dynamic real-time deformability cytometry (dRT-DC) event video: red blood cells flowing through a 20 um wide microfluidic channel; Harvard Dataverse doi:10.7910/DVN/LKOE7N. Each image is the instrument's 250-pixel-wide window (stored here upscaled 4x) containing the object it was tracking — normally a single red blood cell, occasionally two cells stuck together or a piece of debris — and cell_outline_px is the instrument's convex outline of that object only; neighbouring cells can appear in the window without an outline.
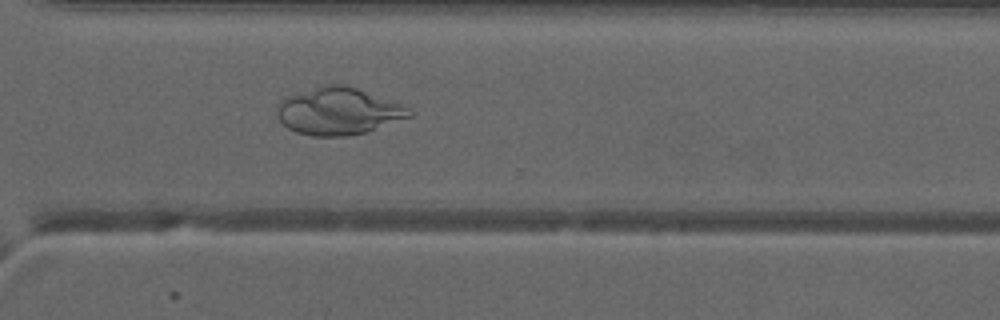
{"species": "common noctule bat (a hibernating species)", "species_latin": "Nyctalus noctula", "temperature_condition": "warm", "stored_images_in_passage": 44, "camera_frame_rate_fps": 3000, "um_per_image_px": 0.085, "animal": {"sex": "male", "forearm_length_mm": 52.5}, "frame": {"image": 1, "passage_image": 37, "time_ms": 12.0, "image_size_px": [1000, 320], "cell_outline_px": [[416, 116], [364, 132], [344, 136], [312, 136], [296, 132], [288, 128], [280, 120], [276, 108], [280, 100], [288, 96], [324, 84], [344, 84], [356, 88], [400, 104], [416, 112]], "centroid_in_image_um": [28.79, 9.45], "position_along_channel_um": 341.8, "area_um2": 36.18}}
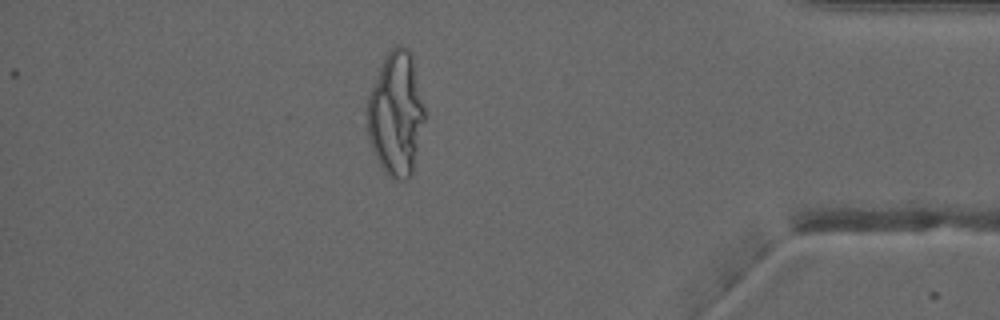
{"frame": {"image": 2, "passage_image": 44, "time_ms": 14.333, "image_size_px": [1000, 320], "cell_outline_px": [[424, 120], [412, 172], [404, 180], [396, 180], [388, 176], [384, 172], [372, 148], [368, 136], [364, 112], [368, 96], [384, 56], [396, 44], [400, 44], [408, 48], [412, 52], [424, 108]], "centroid_in_image_um": [33.62, 9.64], "position_along_channel_um": 401.6, "area_um2": 41.67}}